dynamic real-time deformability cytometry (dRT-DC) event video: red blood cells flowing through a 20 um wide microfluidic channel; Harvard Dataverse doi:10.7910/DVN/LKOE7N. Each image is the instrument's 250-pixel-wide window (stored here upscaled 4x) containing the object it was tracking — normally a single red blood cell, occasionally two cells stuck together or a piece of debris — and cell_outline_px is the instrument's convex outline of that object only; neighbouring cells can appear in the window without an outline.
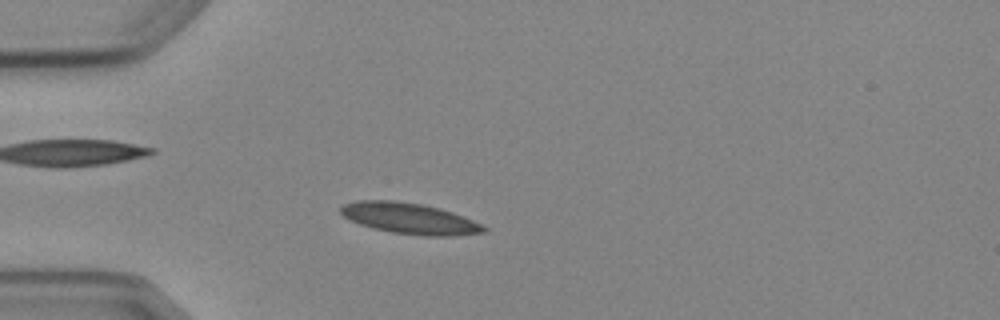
{"species": "Egyptian fruit bat (a non-hibernating species)", "species_latin": "Rousettus aegyptiacus", "temperature_condition": "cold", "stored_images_in_passage": 3, "camera_frame_rate_fps": 3000, "um_per_image_px": 0.085, "animal": {"sex": "female"}, "frame": {"image": 1, "passage_image": 2, "time_ms": 1.333, "image_size_px": [1000, 320], "cell_outline_px": [[488, 228], [484, 232], [452, 236], [424, 236], [392, 232], [372, 228], [360, 224], [344, 216], [340, 212], [340, 208], [344, 204], [356, 200], [396, 200], [420, 204], [440, 208], [452, 212], [472, 220]], "centroid_in_image_um": [34.8, 18.56], "position_along_channel_um": 50.2, "area_um2": 25.66}}